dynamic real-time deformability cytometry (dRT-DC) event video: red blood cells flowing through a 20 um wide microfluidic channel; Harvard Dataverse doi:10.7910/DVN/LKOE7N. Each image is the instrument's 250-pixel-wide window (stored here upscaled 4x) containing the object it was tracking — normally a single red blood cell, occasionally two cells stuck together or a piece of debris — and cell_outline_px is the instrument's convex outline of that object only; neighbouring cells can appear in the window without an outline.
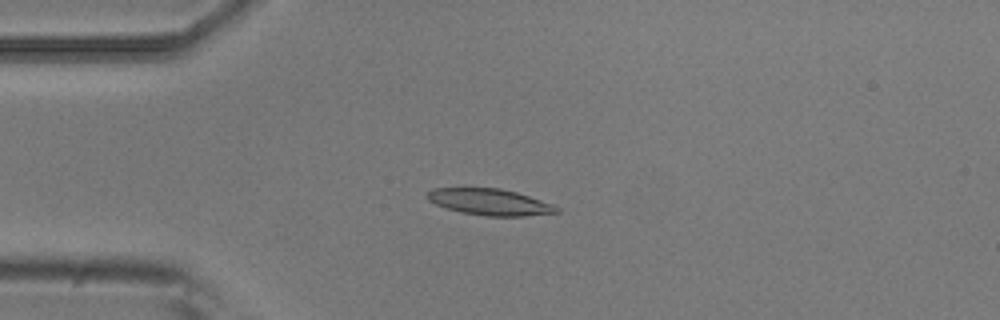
{"species": "common noctule bat (a hibernating species)", "species_latin": "Nyctalus noctula", "temperature_condition": "room temperature", "stored_images_in_passage": 5, "camera_frame_rate_fps": 3000, "um_per_image_px": 0.085, "animal": {"sex": "male", "body_mass_g": 20.5, "forearm_length_mm": 52.5}, "frame": {"image": 1, "passage_image": 4, "time_ms": 1.0, "image_size_px": [1000, 320], "cell_outline_px": [[560, 212], [524, 216], [484, 216], [460, 212], [436, 204], [428, 200], [428, 192], [432, 188], [500, 188], [516, 192], [552, 204], [560, 208]], "centroid_in_image_um": [41.64, 17.17], "position_along_channel_um": 43.4, "area_um2": 19.71}}
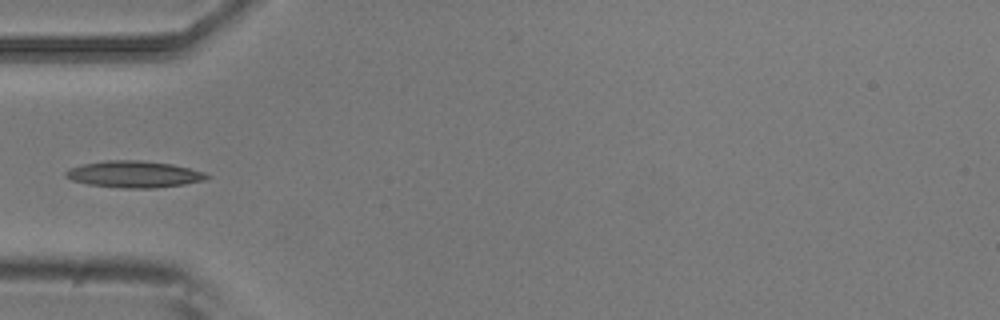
{"frame": {"image": 2, "passage_image": 5, "time_ms": 1.333, "image_size_px": [1000, 320], "cell_outline_px": [[212, 176], [208, 180], [184, 184], [156, 188], [120, 188], [88, 184], [72, 180], [64, 176], [64, 172], [68, 168], [84, 164], [104, 160], [140, 160], [172, 164], [204, 172]], "centroid_in_image_um": [11.4, 14.81], "position_along_channel_um": 73.6, "area_um2": 22.08}}